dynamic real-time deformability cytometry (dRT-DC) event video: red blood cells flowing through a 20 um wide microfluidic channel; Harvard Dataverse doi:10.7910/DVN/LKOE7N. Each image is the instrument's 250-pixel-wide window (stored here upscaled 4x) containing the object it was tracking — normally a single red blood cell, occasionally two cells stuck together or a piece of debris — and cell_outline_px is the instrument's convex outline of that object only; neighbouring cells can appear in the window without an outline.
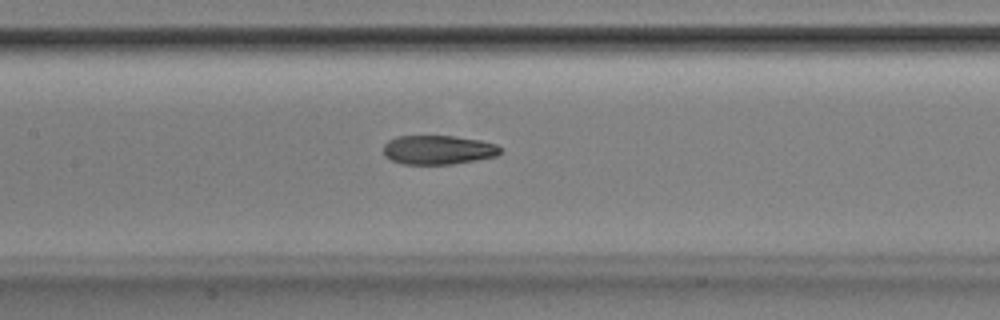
{"species": "Egyptian fruit bat (a non-hibernating species)", "species_latin": "Rousettus aegyptiacus", "temperature_condition": "room temperature", "stored_images_in_passage": 49, "camera_frame_rate_fps": 3000, "um_per_image_px": 0.085, "animal": {"sex": "male"}, "frame": {"image": 1, "passage_image": 21, "time_ms": 6.667, "image_size_px": [1000, 320], "cell_outline_px": [[500, 152], [496, 156], [476, 160], [452, 164], [404, 164], [392, 160], [384, 156], [384, 144], [388, 140], [396, 136], [452, 136], [480, 140], [496, 144], [500, 148]], "centroid_in_image_um": [37.22, 12.73], "position_along_channel_um": 170.2, "area_um2": 19.77}}
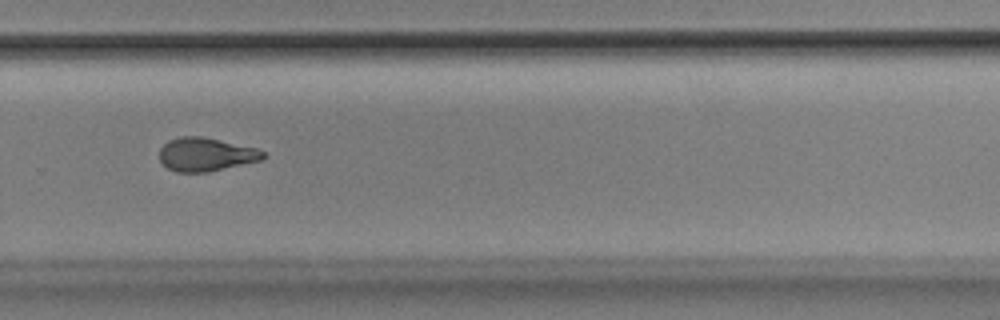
{"frame": {"image": 2, "passage_image": 32, "time_ms": 10.333, "image_size_px": [1000, 320], "cell_outline_px": [[268, 156], [264, 160], [208, 172], [176, 172], [168, 168], [160, 160], [160, 148], [168, 140], [180, 136], [204, 136], [256, 148], [264, 152]], "centroid_in_image_um": [17.53, 13.12], "position_along_channel_um": 312.3, "area_um2": 20.46}}
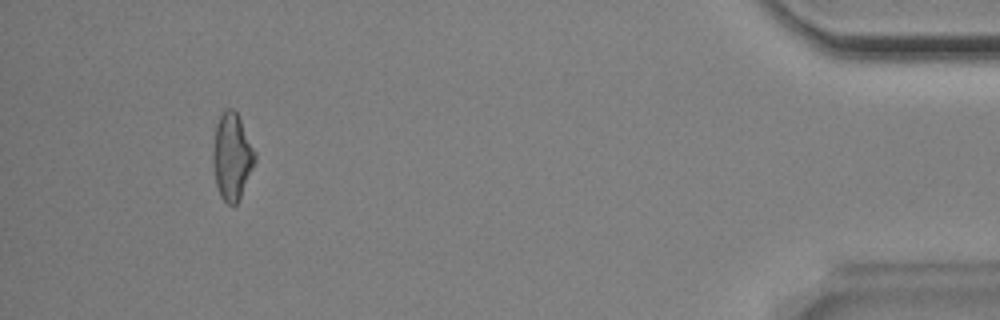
{"frame": {"image": 3, "passage_image": 45, "time_ms": 14.667, "image_size_px": [1000, 320], "cell_outline_px": [[256, 160], [240, 196], [236, 204], [228, 204], [220, 196], [216, 184], [212, 160], [212, 152], [216, 124], [220, 116], [228, 108], [232, 108], [236, 112], [256, 152]], "centroid_in_image_um": [19.7, 13.3], "position_along_channel_um": 415.5, "area_um2": 20.87}, "authors_computed_cell_mechanics": {"area_um2": 20.6346, "velocity_mm_per_s": 3.8962, "shape_relaxation_time_tau1_ms": 5.5778, "shape_relaxation_time_tau2_ms": 2.8808, "deformation_change_tau1": 0.1984, "deformation_change_tau2": 0.1072}}